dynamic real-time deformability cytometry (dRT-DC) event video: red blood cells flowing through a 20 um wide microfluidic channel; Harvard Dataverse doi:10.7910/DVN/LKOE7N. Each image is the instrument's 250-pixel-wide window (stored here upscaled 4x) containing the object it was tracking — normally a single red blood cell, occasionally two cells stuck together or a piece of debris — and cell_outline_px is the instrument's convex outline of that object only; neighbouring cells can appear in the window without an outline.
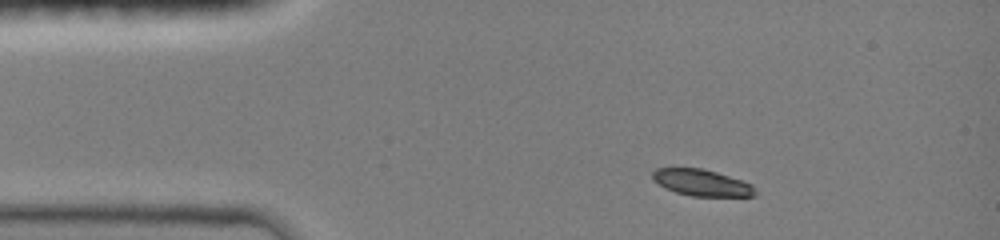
{"species": "common noctule bat (a hibernating species)", "species_latin": "Nyctalus noctula", "temperature_condition": "room temperature", "stored_images_in_passage": 33, "camera_frame_rate_fps": 3000, "um_per_image_px": 0.085, "animal": {"sex": "female", "body_mass_g": 19.0, "forearm_length_mm": 51.5}, "frame": {"image": 1, "passage_image": 3, "time_ms": 0.667, "image_size_px": [1000, 240], "cell_outline_px": [[756, 196], [692, 196], [676, 192], [652, 180], [652, 172], [656, 168], [700, 168], [716, 172], [752, 184], [756, 192]], "centroid_in_image_um": [59.64, 15.53], "position_along_channel_um": 25.4, "area_um2": 15.61}}
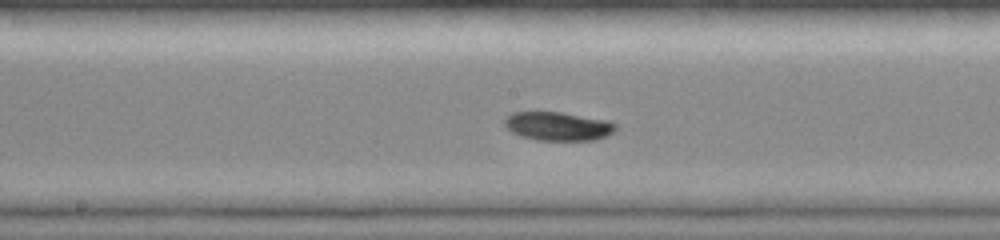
{"frame": {"image": 2, "passage_image": 15, "time_ms": 4.667, "image_size_px": [1000, 240], "cell_outline_px": [[616, 128], [608, 136], [596, 140], [536, 140], [520, 136], [512, 132], [504, 124], [504, 120], [512, 112], [560, 112], [608, 120], [616, 124]], "centroid_in_image_um": [47.44, 10.73], "position_along_channel_um": 200.8, "area_um2": 18.55}}
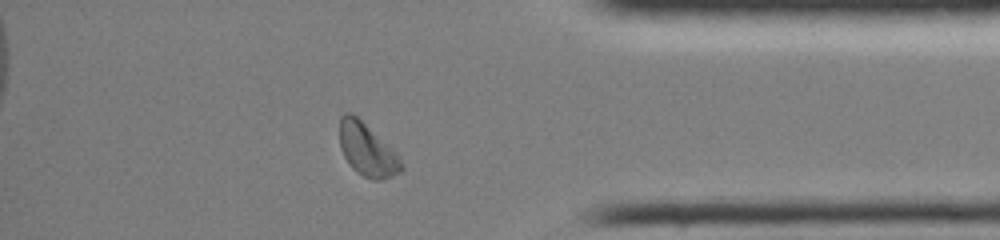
{"frame": {"image": 3, "passage_image": 28, "time_ms": 9.0, "image_size_px": [1000, 240], "cell_outline_px": [[404, 168], [400, 172], [384, 180], [372, 180], [356, 172], [352, 168], [344, 156], [340, 148], [340, 116], [344, 112], [352, 112], [396, 152], [404, 164]], "centroid_in_image_um": [31.21, 12.74], "position_along_channel_um": 404.0, "area_um2": 19.02}}